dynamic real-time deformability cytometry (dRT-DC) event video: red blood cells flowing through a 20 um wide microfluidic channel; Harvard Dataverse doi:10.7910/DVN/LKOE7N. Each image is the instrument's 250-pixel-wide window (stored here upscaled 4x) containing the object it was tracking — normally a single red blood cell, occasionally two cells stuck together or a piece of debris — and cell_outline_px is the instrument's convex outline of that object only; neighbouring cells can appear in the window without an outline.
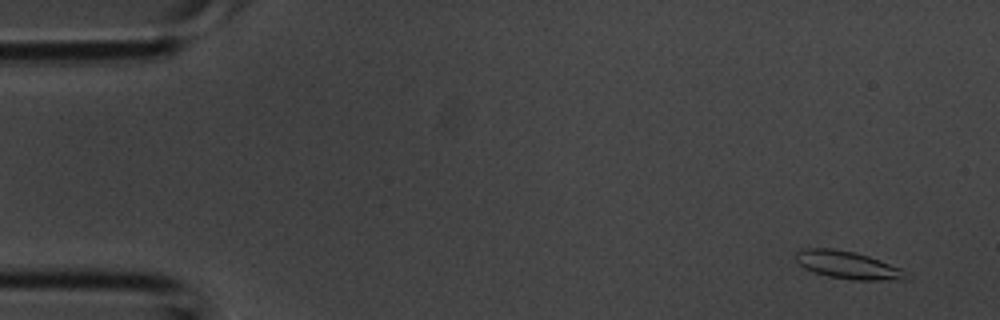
{"species": "common noctule bat (a hibernating species)", "species_latin": "Nyctalus noctula", "temperature_condition": "room temperature", "stored_images_in_passage": 5, "camera_frame_rate_fps": 3000, "um_per_image_px": 0.085, "animal": {"sex": "male", "body_mass_g": 20.1, "forearm_length_mm": 53.5}, "frame": {"image": 1, "passage_image": 1, "time_ms": 0.0, "image_size_px": [1000, 320], "cell_outline_px": [[912, 276], [904, 280], [852, 280], [828, 276], [812, 272], [804, 268], [796, 260], [796, 252], [804, 248], [832, 248], [852, 252], [868, 256], [880, 260], [900, 268]], "centroid_in_image_um": [72.08, 22.54], "position_along_channel_um": 12.9, "area_um2": 17.8}}
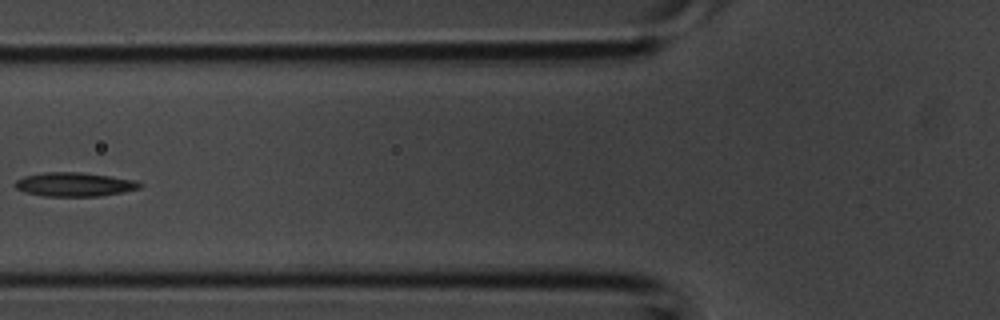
{"frame": {"image": 2, "passage_image": 5, "time_ms": 1.333, "image_size_px": [1000, 320], "cell_outline_px": [[144, 184], [140, 188], [124, 192], [100, 196], [44, 196], [24, 192], [16, 188], [16, 180], [24, 176], [44, 172], [80, 172], [136, 180]], "centroid_in_image_um": [6.35, 15.68], "position_along_channel_um": 119.4, "area_um2": 17.4}}